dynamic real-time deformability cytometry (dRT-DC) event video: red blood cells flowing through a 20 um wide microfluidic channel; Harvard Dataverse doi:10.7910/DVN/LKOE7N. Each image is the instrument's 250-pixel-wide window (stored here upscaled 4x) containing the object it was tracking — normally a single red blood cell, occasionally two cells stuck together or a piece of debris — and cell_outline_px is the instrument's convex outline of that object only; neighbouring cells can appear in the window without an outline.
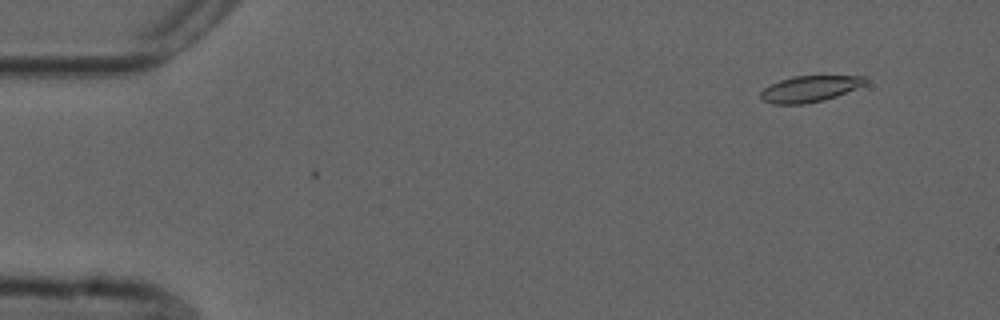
{"species": "common noctule bat (a hibernating species)", "species_latin": "Nyctalus noctula", "temperature_condition": "cold", "stored_images_in_passage": 51, "camera_frame_rate_fps": 3000, "um_per_image_px": 0.085, "animal": {"sex": "male", "forearm_length_mm": 52.5}, "frame": {"image": 1, "passage_image": 1, "time_ms": 0.0, "image_size_px": [1000, 320], "cell_outline_px": [[868, 80], [864, 84], [856, 88], [836, 96], [824, 100], [804, 104], [772, 104], [764, 100], [760, 96], [760, 92], [764, 88], [780, 80], [792, 76], [864, 76]], "centroid_in_image_um": [68.81, 7.55], "position_along_channel_um": 16.2, "area_um2": 15.78}}
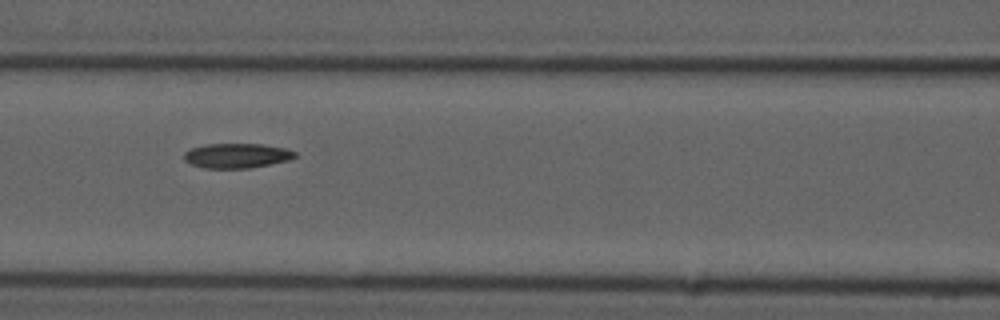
{"frame": {"image": 2, "passage_image": 20, "time_ms": 6.333, "image_size_px": [1000, 320], "cell_outline_px": [[296, 156], [288, 160], [248, 168], [204, 168], [192, 164], [184, 160], [184, 152], [192, 148], [208, 144], [264, 144], [288, 148], [296, 152]], "centroid_in_image_um": [20.14, 13.22], "position_along_channel_um": 146.5, "area_um2": 15.9}}
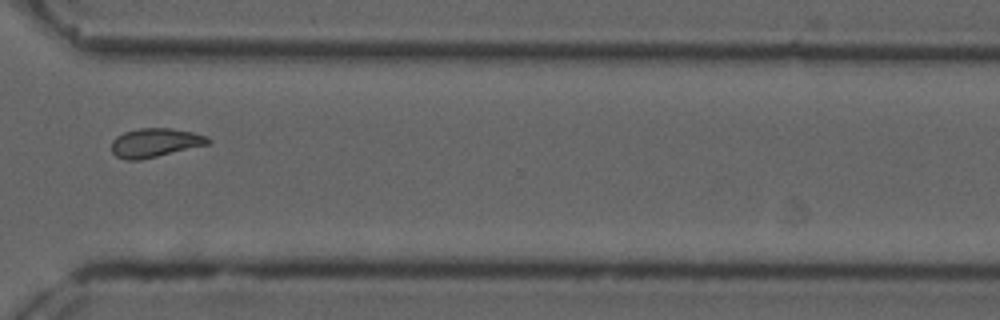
{"frame": {"image": 3, "passage_image": 37, "time_ms": 12.0, "image_size_px": [1000, 320], "cell_outline_px": [[212, 144], [140, 160], [124, 160], [116, 156], [112, 152], [112, 140], [116, 136], [124, 132], [140, 128], [172, 128], [192, 132], [208, 136], [212, 140]], "centroid_in_image_um": [13.22, 12.13], "position_along_channel_um": 357.4, "area_um2": 16.53}, "authors_computed_cell_mechanics": {"area_um2": 16.1262, "velocity_mm_per_s": 3.7253, "shape_relaxation_time_tau1_ms": null, "shape_relaxation_time_tau2_ms": 6.4822, "deformation_change_tau1": null, "deformation_change_tau2": 0.1134}}